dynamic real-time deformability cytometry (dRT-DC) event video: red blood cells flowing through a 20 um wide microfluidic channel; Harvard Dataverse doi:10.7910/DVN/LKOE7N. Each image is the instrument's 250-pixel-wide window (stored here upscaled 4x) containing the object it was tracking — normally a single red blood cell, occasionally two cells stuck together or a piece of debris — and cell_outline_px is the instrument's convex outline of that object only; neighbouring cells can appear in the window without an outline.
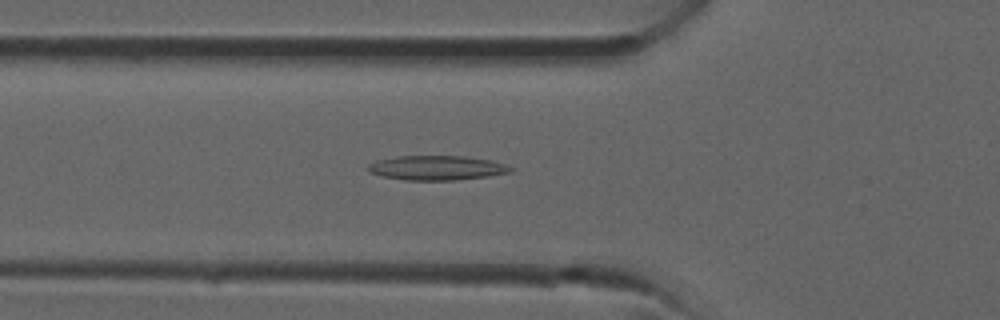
{"species": "common noctule bat (a hibernating species)", "species_latin": "Nyctalus noctula", "temperature_condition": "room temperature", "stored_images_in_passage": 28, "camera_frame_rate_fps": 3000, "um_per_image_px": 0.085, "animal": {"sex": "male", "forearm_length_mm": 52.5}, "frame": {"image": 1, "passage_image": 5, "time_ms": 1.333, "image_size_px": [1000, 320], "cell_outline_px": [[516, 168], [512, 172], [488, 176], [456, 180], [404, 180], [384, 176], [368, 172], [364, 168], [368, 164], [376, 160], [396, 156], [464, 156], [492, 160]], "centroid_in_image_um": [37.12, 14.26], "position_along_channel_um": 88.7, "area_um2": 20.58}}
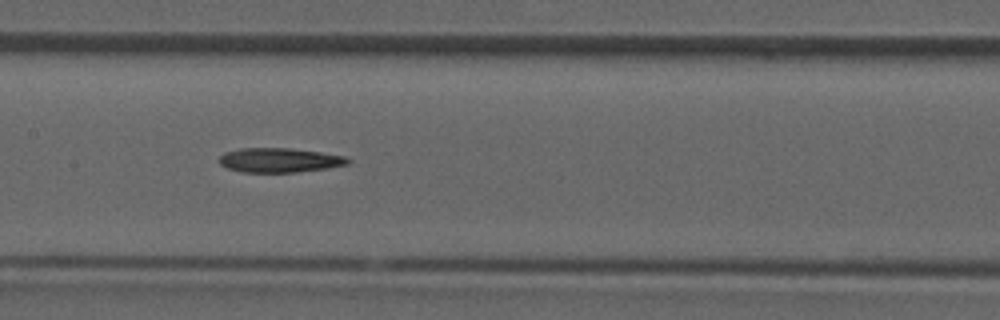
{"frame": {"image": 2, "passage_image": 10, "time_ms": 3.0, "image_size_px": [1000, 320], "cell_outline_px": [[352, 160], [348, 164], [328, 168], [296, 172], [240, 172], [228, 168], [220, 164], [220, 156], [224, 152], [240, 148], [288, 148], [320, 152], [344, 156]], "centroid_in_image_um": [23.75, 13.61], "position_along_channel_um": 183.6, "area_um2": 18.26}}
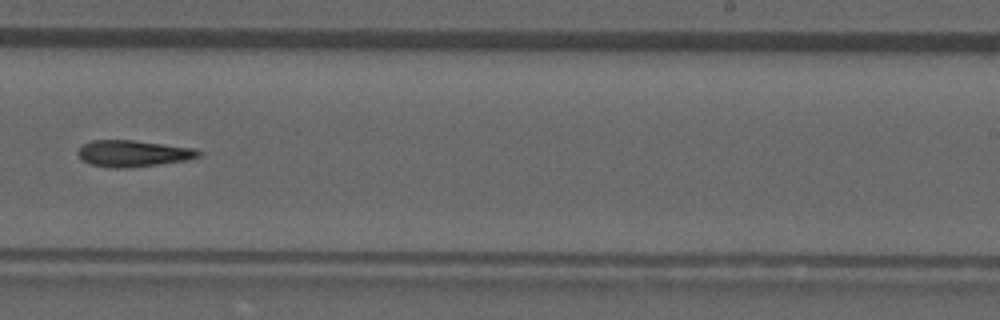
{"frame": {"image": 3, "passage_image": 15, "time_ms": 4.667, "image_size_px": [1000, 320], "cell_outline_px": [[204, 152], [200, 156], [188, 160], [128, 168], [108, 168], [88, 164], [76, 152], [84, 144], [92, 140], [136, 140], [196, 148]], "centroid_in_image_um": [11.36, 13.04], "position_along_channel_um": 277.6, "area_um2": 18.84}}